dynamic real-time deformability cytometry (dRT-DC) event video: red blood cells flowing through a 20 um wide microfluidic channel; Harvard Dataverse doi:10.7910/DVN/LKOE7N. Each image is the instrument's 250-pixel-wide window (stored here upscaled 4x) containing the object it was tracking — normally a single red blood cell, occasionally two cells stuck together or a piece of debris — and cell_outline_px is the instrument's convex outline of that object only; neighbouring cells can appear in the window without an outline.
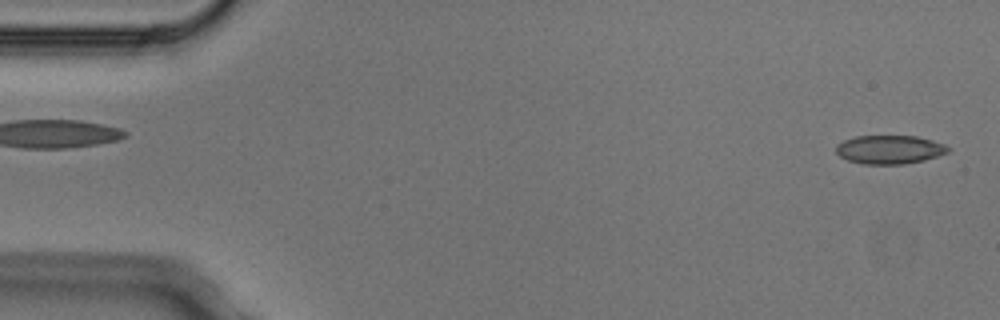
{"species": "Egyptian fruit bat (a non-hibernating species)", "species_latin": "Rousettus aegyptiacus", "temperature_condition": "cold", "stored_images_in_passage": 5, "segment_of_instrument_passage": [2, 2], "camera_frame_rate_fps": 3000, "um_per_image_px": 0.085, "animal": {"sex": "male"}, "frame": {"image": 1, "passage_image": 5, "time_ms": 1.333, "image_size_px": [1000, 320], "cell_outline_px": [[952, 148], [948, 152], [924, 160], [904, 164], [860, 164], [848, 160], [840, 156], [836, 152], [836, 144], [844, 140], [856, 136], [916, 136], [932, 140], [944, 144]], "centroid_in_image_um": [75.61, 12.71], "position_along_channel_um": 9.4, "area_um2": 18.73}}